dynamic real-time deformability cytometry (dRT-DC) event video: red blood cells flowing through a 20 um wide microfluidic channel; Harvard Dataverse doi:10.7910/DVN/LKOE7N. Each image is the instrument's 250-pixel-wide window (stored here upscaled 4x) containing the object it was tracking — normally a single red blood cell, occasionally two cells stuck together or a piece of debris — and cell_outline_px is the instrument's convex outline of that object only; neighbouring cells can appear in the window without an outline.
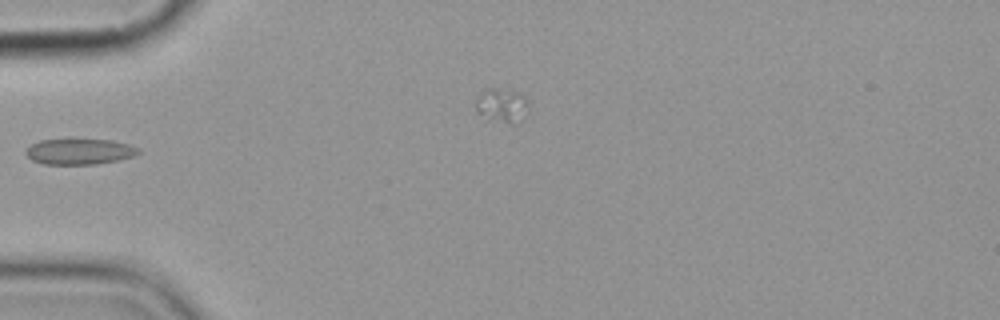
{"species": "common noctule bat (a hibernating species)", "species_latin": "Nyctalus noctula", "temperature_condition": "cold", "stored_images_in_passage": 4, "camera_frame_rate_fps": 3000, "um_per_image_px": 0.085, "animal": {"sex": "female", "body_mass_g": 19.9}, "frame": {"image": 1, "passage_image": 3, "time_ms": 2.333, "image_size_px": [1000, 320], "cell_outline_px": [[140, 152], [132, 156], [120, 160], [96, 164], [44, 164], [32, 160], [24, 152], [32, 144], [40, 140], [72, 136], [112, 140], [128, 144], [140, 148]], "centroid_in_image_um": [6.75, 12.83], "position_along_channel_um": 78.2, "area_um2": 17.74}}